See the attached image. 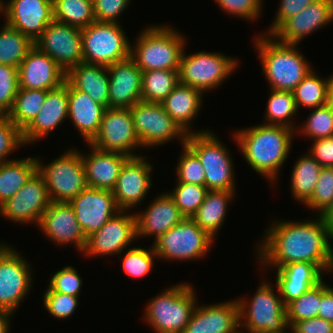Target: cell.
<instances>
[{
    "instance_id": "e575fe53",
    "label": "cell",
    "mask_w": 333,
    "mask_h": 333,
    "mask_svg": "<svg viewBox=\"0 0 333 333\" xmlns=\"http://www.w3.org/2000/svg\"><path fill=\"white\" fill-rule=\"evenodd\" d=\"M322 166L308 153L295 162L290 178L294 199L304 205L314 192Z\"/></svg>"
},
{
    "instance_id": "11a10c76",
    "label": "cell",
    "mask_w": 333,
    "mask_h": 333,
    "mask_svg": "<svg viewBox=\"0 0 333 333\" xmlns=\"http://www.w3.org/2000/svg\"><path fill=\"white\" fill-rule=\"evenodd\" d=\"M314 1L316 0H281L275 19L271 22L268 32L265 31L263 34L272 35L287 19L297 15Z\"/></svg>"
},
{
    "instance_id": "603a6c76",
    "label": "cell",
    "mask_w": 333,
    "mask_h": 333,
    "mask_svg": "<svg viewBox=\"0 0 333 333\" xmlns=\"http://www.w3.org/2000/svg\"><path fill=\"white\" fill-rule=\"evenodd\" d=\"M333 21V0H316L287 19L272 35L280 42L300 44L304 37Z\"/></svg>"
},
{
    "instance_id": "7dc6e473",
    "label": "cell",
    "mask_w": 333,
    "mask_h": 333,
    "mask_svg": "<svg viewBox=\"0 0 333 333\" xmlns=\"http://www.w3.org/2000/svg\"><path fill=\"white\" fill-rule=\"evenodd\" d=\"M333 203V167H322L313 194L304 204L322 215Z\"/></svg>"
},
{
    "instance_id": "d6a6232c",
    "label": "cell",
    "mask_w": 333,
    "mask_h": 333,
    "mask_svg": "<svg viewBox=\"0 0 333 333\" xmlns=\"http://www.w3.org/2000/svg\"><path fill=\"white\" fill-rule=\"evenodd\" d=\"M235 194L236 191L208 190L204 202L191 218L202 230L215 238L222 228L229 202L234 199Z\"/></svg>"
},
{
    "instance_id": "d6986e66",
    "label": "cell",
    "mask_w": 333,
    "mask_h": 333,
    "mask_svg": "<svg viewBox=\"0 0 333 333\" xmlns=\"http://www.w3.org/2000/svg\"><path fill=\"white\" fill-rule=\"evenodd\" d=\"M151 172L153 165L142 155L126 160L112 190L120 210L129 211L144 201L152 185Z\"/></svg>"
},
{
    "instance_id": "7c38bea8",
    "label": "cell",
    "mask_w": 333,
    "mask_h": 333,
    "mask_svg": "<svg viewBox=\"0 0 333 333\" xmlns=\"http://www.w3.org/2000/svg\"><path fill=\"white\" fill-rule=\"evenodd\" d=\"M130 110L142 148H155L175 139L185 145L187 134L165 111L161 103L139 101Z\"/></svg>"
},
{
    "instance_id": "4fadbf2b",
    "label": "cell",
    "mask_w": 333,
    "mask_h": 333,
    "mask_svg": "<svg viewBox=\"0 0 333 333\" xmlns=\"http://www.w3.org/2000/svg\"><path fill=\"white\" fill-rule=\"evenodd\" d=\"M8 243H0V309L15 313L32 287L29 261Z\"/></svg>"
},
{
    "instance_id": "2e32d148",
    "label": "cell",
    "mask_w": 333,
    "mask_h": 333,
    "mask_svg": "<svg viewBox=\"0 0 333 333\" xmlns=\"http://www.w3.org/2000/svg\"><path fill=\"white\" fill-rule=\"evenodd\" d=\"M126 212L129 211H119L98 231L88 236L83 254L90 257L120 255L133 241H136L135 213Z\"/></svg>"
},
{
    "instance_id": "7a4b0ae2",
    "label": "cell",
    "mask_w": 333,
    "mask_h": 333,
    "mask_svg": "<svg viewBox=\"0 0 333 333\" xmlns=\"http://www.w3.org/2000/svg\"><path fill=\"white\" fill-rule=\"evenodd\" d=\"M295 130L282 125L259 124L233 133L248 166L274 184L292 145Z\"/></svg>"
},
{
    "instance_id": "8fae6325",
    "label": "cell",
    "mask_w": 333,
    "mask_h": 333,
    "mask_svg": "<svg viewBox=\"0 0 333 333\" xmlns=\"http://www.w3.org/2000/svg\"><path fill=\"white\" fill-rule=\"evenodd\" d=\"M213 240L188 217L156 239L152 246L160 260L197 261L208 255Z\"/></svg>"
},
{
    "instance_id": "f35d334b",
    "label": "cell",
    "mask_w": 333,
    "mask_h": 333,
    "mask_svg": "<svg viewBox=\"0 0 333 333\" xmlns=\"http://www.w3.org/2000/svg\"><path fill=\"white\" fill-rule=\"evenodd\" d=\"M34 42L4 22L0 29V64L18 68Z\"/></svg>"
},
{
    "instance_id": "8d00e7d4",
    "label": "cell",
    "mask_w": 333,
    "mask_h": 333,
    "mask_svg": "<svg viewBox=\"0 0 333 333\" xmlns=\"http://www.w3.org/2000/svg\"><path fill=\"white\" fill-rule=\"evenodd\" d=\"M179 83V70L155 69L142 72L141 98L161 103Z\"/></svg>"
},
{
    "instance_id": "cb8c5ba5",
    "label": "cell",
    "mask_w": 333,
    "mask_h": 333,
    "mask_svg": "<svg viewBox=\"0 0 333 333\" xmlns=\"http://www.w3.org/2000/svg\"><path fill=\"white\" fill-rule=\"evenodd\" d=\"M237 299L196 308L183 333H241Z\"/></svg>"
},
{
    "instance_id": "91938a15",
    "label": "cell",
    "mask_w": 333,
    "mask_h": 333,
    "mask_svg": "<svg viewBox=\"0 0 333 333\" xmlns=\"http://www.w3.org/2000/svg\"><path fill=\"white\" fill-rule=\"evenodd\" d=\"M13 313L0 309V333H9Z\"/></svg>"
},
{
    "instance_id": "484cf974",
    "label": "cell",
    "mask_w": 333,
    "mask_h": 333,
    "mask_svg": "<svg viewBox=\"0 0 333 333\" xmlns=\"http://www.w3.org/2000/svg\"><path fill=\"white\" fill-rule=\"evenodd\" d=\"M109 108H131L142 101V71L129 57L108 66Z\"/></svg>"
},
{
    "instance_id": "52a82bcc",
    "label": "cell",
    "mask_w": 333,
    "mask_h": 333,
    "mask_svg": "<svg viewBox=\"0 0 333 333\" xmlns=\"http://www.w3.org/2000/svg\"><path fill=\"white\" fill-rule=\"evenodd\" d=\"M275 288L277 293L273 284L263 280L251 297L252 299L247 297L237 299L242 330L245 328L248 333H271L283 331L289 326L285 305L278 287ZM278 293L279 295H277ZM242 330L240 332L244 333Z\"/></svg>"
},
{
    "instance_id": "5b68a950",
    "label": "cell",
    "mask_w": 333,
    "mask_h": 333,
    "mask_svg": "<svg viewBox=\"0 0 333 333\" xmlns=\"http://www.w3.org/2000/svg\"><path fill=\"white\" fill-rule=\"evenodd\" d=\"M147 302L144 321L155 333H183L196 308L193 285L177 283Z\"/></svg>"
},
{
    "instance_id": "6da1fadb",
    "label": "cell",
    "mask_w": 333,
    "mask_h": 333,
    "mask_svg": "<svg viewBox=\"0 0 333 333\" xmlns=\"http://www.w3.org/2000/svg\"><path fill=\"white\" fill-rule=\"evenodd\" d=\"M271 224L256 250L257 262L263 269L277 270L289 263L308 262L325 274L333 273V233L321 215L314 220H274Z\"/></svg>"
},
{
    "instance_id": "816d5d0a",
    "label": "cell",
    "mask_w": 333,
    "mask_h": 333,
    "mask_svg": "<svg viewBox=\"0 0 333 333\" xmlns=\"http://www.w3.org/2000/svg\"><path fill=\"white\" fill-rule=\"evenodd\" d=\"M77 272L74 267L65 266L52 275L48 282V288L53 292L79 297L83 282Z\"/></svg>"
},
{
    "instance_id": "d590c367",
    "label": "cell",
    "mask_w": 333,
    "mask_h": 333,
    "mask_svg": "<svg viewBox=\"0 0 333 333\" xmlns=\"http://www.w3.org/2000/svg\"><path fill=\"white\" fill-rule=\"evenodd\" d=\"M293 98L297 110L301 107L316 108L329 103L328 78H322L311 70L293 89Z\"/></svg>"
},
{
    "instance_id": "f546056e",
    "label": "cell",
    "mask_w": 333,
    "mask_h": 333,
    "mask_svg": "<svg viewBox=\"0 0 333 333\" xmlns=\"http://www.w3.org/2000/svg\"><path fill=\"white\" fill-rule=\"evenodd\" d=\"M105 109L87 93L74 89L68 83V118L86 144L97 136Z\"/></svg>"
},
{
    "instance_id": "f5cc1de1",
    "label": "cell",
    "mask_w": 333,
    "mask_h": 333,
    "mask_svg": "<svg viewBox=\"0 0 333 333\" xmlns=\"http://www.w3.org/2000/svg\"><path fill=\"white\" fill-rule=\"evenodd\" d=\"M219 7L229 15L256 21L261 16L262 0H214Z\"/></svg>"
},
{
    "instance_id": "83f0119b",
    "label": "cell",
    "mask_w": 333,
    "mask_h": 333,
    "mask_svg": "<svg viewBox=\"0 0 333 333\" xmlns=\"http://www.w3.org/2000/svg\"><path fill=\"white\" fill-rule=\"evenodd\" d=\"M90 153H81L88 187L112 191L121 167L129 158L118 152L103 151L87 143Z\"/></svg>"
},
{
    "instance_id": "e0dca14e",
    "label": "cell",
    "mask_w": 333,
    "mask_h": 333,
    "mask_svg": "<svg viewBox=\"0 0 333 333\" xmlns=\"http://www.w3.org/2000/svg\"><path fill=\"white\" fill-rule=\"evenodd\" d=\"M34 45L65 72L83 62L81 28L53 21Z\"/></svg>"
},
{
    "instance_id": "f6af8a7d",
    "label": "cell",
    "mask_w": 333,
    "mask_h": 333,
    "mask_svg": "<svg viewBox=\"0 0 333 333\" xmlns=\"http://www.w3.org/2000/svg\"><path fill=\"white\" fill-rule=\"evenodd\" d=\"M122 254H124L122 256L123 271L132 278H142L148 275L153 269L154 259H158L153 246L149 249L130 247Z\"/></svg>"
},
{
    "instance_id": "44dd1931",
    "label": "cell",
    "mask_w": 333,
    "mask_h": 333,
    "mask_svg": "<svg viewBox=\"0 0 333 333\" xmlns=\"http://www.w3.org/2000/svg\"><path fill=\"white\" fill-rule=\"evenodd\" d=\"M49 241L59 246L74 244L79 253H83L87 238L81 229L70 203L53 202L42 215L38 225Z\"/></svg>"
},
{
    "instance_id": "74e56055",
    "label": "cell",
    "mask_w": 333,
    "mask_h": 333,
    "mask_svg": "<svg viewBox=\"0 0 333 333\" xmlns=\"http://www.w3.org/2000/svg\"><path fill=\"white\" fill-rule=\"evenodd\" d=\"M47 92V90L19 88L7 117L23 131L41 110Z\"/></svg>"
},
{
    "instance_id": "6125c7cd",
    "label": "cell",
    "mask_w": 333,
    "mask_h": 333,
    "mask_svg": "<svg viewBox=\"0 0 333 333\" xmlns=\"http://www.w3.org/2000/svg\"><path fill=\"white\" fill-rule=\"evenodd\" d=\"M329 94H333V74L328 77Z\"/></svg>"
},
{
    "instance_id": "b9f144b4",
    "label": "cell",
    "mask_w": 333,
    "mask_h": 333,
    "mask_svg": "<svg viewBox=\"0 0 333 333\" xmlns=\"http://www.w3.org/2000/svg\"><path fill=\"white\" fill-rule=\"evenodd\" d=\"M307 120L298 125L296 133L315 140L333 136V109L329 103L313 108ZM300 126V127H299Z\"/></svg>"
},
{
    "instance_id": "7bdbcfd3",
    "label": "cell",
    "mask_w": 333,
    "mask_h": 333,
    "mask_svg": "<svg viewBox=\"0 0 333 333\" xmlns=\"http://www.w3.org/2000/svg\"><path fill=\"white\" fill-rule=\"evenodd\" d=\"M319 307L320 283L285 306L288 325L293 326L296 322L318 317Z\"/></svg>"
},
{
    "instance_id": "94428289",
    "label": "cell",
    "mask_w": 333,
    "mask_h": 333,
    "mask_svg": "<svg viewBox=\"0 0 333 333\" xmlns=\"http://www.w3.org/2000/svg\"><path fill=\"white\" fill-rule=\"evenodd\" d=\"M324 222L328 225L331 232L333 233V203L330 207L321 215Z\"/></svg>"
},
{
    "instance_id": "6f0895ef",
    "label": "cell",
    "mask_w": 333,
    "mask_h": 333,
    "mask_svg": "<svg viewBox=\"0 0 333 333\" xmlns=\"http://www.w3.org/2000/svg\"><path fill=\"white\" fill-rule=\"evenodd\" d=\"M292 327L296 333H333V323L320 317L296 322Z\"/></svg>"
},
{
    "instance_id": "4316f807",
    "label": "cell",
    "mask_w": 333,
    "mask_h": 333,
    "mask_svg": "<svg viewBox=\"0 0 333 333\" xmlns=\"http://www.w3.org/2000/svg\"><path fill=\"white\" fill-rule=\"evenodd\" d=\"M146 209L135 212L137 239L154 236L155 241L185 218L168 192L159 194Z\"/></svg>"
},
{
    "instance_id": "ee69618b",
    "label": "cell",
    "mask_w": 333,
    "mask_h": 333,
    "mask_svg": "<svg viewBox=\"0 0 333 333\" xmlns=\"http://www.w3.org/2000/svg\"><path fill=\"white\" fill-rule=\"evenodd\" d=\"M207 191L205 186L198 184L176 183L172 192L168 193L185 218H191L204 202Z\"/></svg>"
},
{
    "instance_id": "f907efd6",
    "label": "cell",
    "mask_w": 333,
    "mask_h": 333,
    "mask_svg": "<svg viewBox=\"0 0 333 333\" xmlns=\"http://www.w3.org/2000/svg\"><path fill=\"white\" fill-rule=\"evenodd\" d=\"M21 146H25L22 131L7 116H0V163L14 160L8 156Z\"/></svg>"
},
{
    "instance_id": "60d3db41",
    "label": "cell",
    "mask_w": 333,
    "mask_h": 333,
    "mask_svg": "<svg viewBox=\"0 0 333 333\" xmlns=\"http://www.w3.org/2000/svg\"><path fill=\"white\" fill-rule=\"evenodd\" d=\"M54 21L85 28L95 22L93 0H53Z\"/></svg>"
},
{
    "instance_id": "5bb4252c",
    "label": "cell",
    "mask_w": 333,
    "mask_h": 333,
    "mask_svg": "<svg viewBox=\"0 0 333 333\" xmlns=\"http://www.w3.org/2000/svg\"><path fill=\"white\" fill-rule=\"evenodd\" d=\"M90 144L103 151L118 152L128 157L140 156L135 154L136 148L142 146L134 129L130 108H106L100 130Z\"/></svg>"
},
{
    "instance_id": "681fc988",
    "label": "cell",
    "mask_w": 333,
    "mask_h": 333,
    "mask_svg": "<svg viewBox=\"0 0 333 333\" xmlns=\"http://www.w3.org/2000/svg\"><path fill=\"white\" fill-rule=\"evenodd\" d=\"M79 297L51 291L48 287L43 293V305L49 314L57 319L71 317L79 305Z\"/></svg>"
},
{
    "instance_id": "9a60e30c",
    "label": "cell",
    "mask_w": 333,
    "mask_h": 333,
    "mask_svg": "<svg viewBox=\"0 0 333 333\" xmlns=\"http://www.w3.org/2000/svg\"><path fill=\"white\" fill-rule=\"evenodd\" d=\"M51 203L44 177L36 171L25 185L0 206V215L11 222L38 227Z\"/></svg>"
},
{
    "instance_id": "277c9868",
    "label": "cell",
    "mask_w": 333,
    "mask_h": 333,
    "mask_svg": "<svg viewBox=\"0 0 333 333\" xmlns=\"http://www.w3.org/2000/svg\"><path fill=\"white\" fill-rule=\"evenodd\" d=\"M147 27V28H146ZM131 44L130 57L141 71L179 70L186 39L171 25L146 26ZM133 45V46H132Z\"/></svg>"
},
{
    "instance_id": "836d02e7",
    "label": "cell",
    "mask_w": 333,
    "mask_h": 333,
    "mask_svg": "<svg viewBox=\"0 0 333 333\" xmlns=\"http://www.w3.org/2000/svg\"><path fill=\"white\" fill-rule=\"evenodd\" d=\"M37 171L33 156L0 163V206L14 196Z\"/></svg>"
},
{
    "instance_id": "d4e9b609",
    "label": "cell",
    "mask_w": 333,
    "mask_h": 333,
    "mask_svg": "<svg viewBox=\"0 0 333 333\" xmlns=\"http://www.w3.org/2000/svg\"><path fill=\"white\" fill-rule=\"evenodd\" d=\"M37 116L22 131L24 145L38 142L68 119V82L49 90ZM40 139V140H39Z\"/></svg>"
},
{
    "instance_id": "db71d44e",
    "label": "cell",
    "mask_w": 333,
    "mask_h": 333,
    "mask_svg": "<svg viewBox=\"0 0 333 333\" xmlns=\"http://www.w3.org/2000/svg\"><path fill=\"white\" fill-rule=\"evenodd\" d=\"M131 0H93L94 18L97 22L119 23L118 18Z\"/></svg>"
},
{
    "instance_id": "680465c9",
    "label": "cell",
    "mask_w": 333,
    "mask_h": 333,
    "mask_svg": "<svg viewBox=\"0 0 333 333\" xmlns=\"http://www.w3.org/2000/svg\"><path fill=\"white\" fill-rule=\"evenodd\" d=\"M318 317L333 323V288L324 280L320 282V307Z\"/></svg>"
},
{
    "instance_id": "ffe728a7",
    "label": "cell",
    "mask_w": 333,
    "mask_h": 333,
    "mask_svg": "<svg viewBox=\"0 0 333 333\" xmlns=\"http://www.w3.org/2000/svg\"><path fill=\"white\" fill-rule=\"evenodd\" d=\"M69 203L86 238L121 211L110 190L88 187Z\"/></svg>"
},
{
    "instance_id": "f1b7e54d",
    "label": "cell",
    "mask_w": 333,
    "mask_h": 333,
    "mask_svg": "<svg viewBox=\"0 0 333 333\" xmlns=\"http://www.w3.org/2000/svg\"><path fill=\"white\" fill-rule=\"evenodd\" d=\"M324 273L313 263L295 262L276 270L275 285L286 306L323 280Z\"/></svg>"
},
{
    "instance_id": "e7e4bbea",
    "label": "cell",
    "mask_w": 333,
    "mask_h": 333,
    "mask_svg": "<svg viewBox=\"0 0 333 333\" xmlns=\"http://www.w3.org/2000/svg\"><path fill=\"white\" fill-rule=\"evenodd\" d=\"M329 104L333 109V94H329Z\"/></svg>"
},
{
    "instance_id": "1f68e13d",
    "label": "cell",
    "mask_w": 333,
    "mask_h": 333,
    "mask_svg": "<svg viewBox=\"0 0 333 333\" xmlns=\"http://www.w3.org/2000/svg\"><path fill=\"white\" fill-rule=\"evenodd\" d=\"M202 98L200 90L179 82L161 104L186 134H192L195 130L191 125L202 109Z\"/></svg>"
},
{
    "instance_id": "ab89813d",
    "label": "cell",
    "mask_w": 333,
    "mask_h": 333,
    "mask_svg": "<svg viewBox=\"0 0 333 333\" xmlns=\"http://www.w3.org/2000/svg\"><path fill=\"white\" fill-rule=\"evenodd\" d=\"M263 124L282 125L296 131L294 116L299 111L296 108L292 92L270 89Z\"/></svg>"
},
{
    "instance_id": "4dcf8cb0",
    "label": "cell",
    "mask_w": 333,
    "mask_h": 333,
    "mask_svg": "<svg viewBox=\"0 0 333 333\" xmlns=\"http://www.w3.org/2000/svg\"><path fill=\"white\" fill-rule=\"evenodd\" d=\"M66 81L74 89L87 93L95 102L109 108L108 67L82 62L66 72Z\"/></svg>"
},
{
    "instance_id": "ba28073f",
    "label": "cell",
    "mask_w": 333,
    "mask_h": 333,
    "mask_svg": "<svg viewBox=\"0 0 333 333\" xmlns=\"http://www.w3.org/2000/svg\"><path fill=\"white\" fill-rule=\"evenodd\" d=\"M37 159V171L44 177L50 200L69 203L88 188L81 152L68 148L59 157L45 165Z\"/></svg>"
},
{
    "instance_id": "c3c4849f",
    "label": "cell",
    "mask_w": 333,
    "mask_h": 333,
    "mask_svg": "<svg viewBox=\"0 0 333 333\" xmlns=\"http://www.w3.org/2000/svg\"><path fill=\"white\" fill-rule=\"evenodd\" d=\"M18 89V68L0 64V116L11 111Z\"/></svg>"
},
{
    "instance_id": "9c48e42d",
    "label": "cell",
    "mask_w": 333,
    "mask_h": 333,
    "mask_svg": "<svg viewBox=\"0 0 333 333\" xmlns=\"http://www.w3.org/2000/svg\"><path fill=\"white\" fill-rule=\"evenodd\" d=\"M180 58L179 82L203 94L218 88L238 68L237 58L220 52L197 51Z\"/></svg>"
},
{
    "instance_id": "30bf717a",
    "label": "cell",
    "mask_w": 333,
    "mask_h": 333,
    "mask_svg": "<svg viewBox=\"0 0 333 333\" xmlns=\"http://www.w3.org/2000/svg\"><path fill=\"white\" fill-rule=\"evenodd\" d=\"M83 62L108 67L130 57L131 42L120 23L93 22L81 29Z\"/></svg>"
},
{
    "instance_id": "7402d4cb",
    "label": "cell",
    "mask_w": 333,
    "mask_h": 333,
    "mask_svg": "<svg viewBox=\"0 0 333 333\" xmlns=\"http://www.w3.org/2000/svg\"><path fill=\"white\" fill-rule=\"evenodd\" d=\"M19 88L54 90L66 80V72L35 45L18 67Z\"/></svg>"
},
{
    "instance_id": "8992f818",
    "label": "cell",
    "mask_w": 333,
    "mask_h": 333,
    "mask_svg": "<svg viewBox=\"0 0 333 333\" xmlns=\"http://www.w3.org/2000/svg\"><path fill=\"white\" fill-rule=\"evenodd\" d=\"M185 144L201 161L208 190L236 191L233 157L215 133L208 129L195 131L187 134Z\"/></svg>"
},
{
    "instance_id": "9f6ffc18",
    "label": "cell",
    "mask_w": 333,
    "mask_h": 333,
    "mask_svg": "<svg viewBox=\"0 0 333 333\" xmlns=\"http://www.w3.org/2000/svg\"><path fill=\"white\" fill-rule=\"evenodd\" d=\"M309 154L322 166L333 167V136L313 140Z\"/></svg>"
},
{
    "instance_id": "be15d7a7",
    "label": "cell",
    "mask_w": 333,
    "mask_h": 333,
    "mask_svg": "<svg viewBox=\"0 0 333 333\" xmlns=\"http://www.w3.org/2000/svg\"><path fill=\"white\" fill-rule=\"evenodd\" d=\"M288 329L290 330L289 332H288ZM271 333H296V331L294 330V328L292 326H287L283 331L271 332Z\"/></svg>"
},
{
    "instance_id": "ac0fdd59",
    "label": "cell",
    "mask_w": 333,
    "mask_h": 333,
    "mask_svg": "<svg viewBox=\"0 0 333 333\" xmlns=\"http://www.w3.org/2000/svg\"><path fill=\"white\" fill-rule=\"evenodd\" d=\"M5 23L35 42L54 21L53 0H0Z\"/></svg>"
},
{
    "instance_id": "3957f363",
    "label": "cell",
    "mask_w": 333,
    "mask_h": 333,
    "mask_svg": "<svg viewBox=\"0 0 333 333\" xmlns=\"http://www.w3.org/2000/svg\"><path fill=\"white\" fill-rule=\"evenodd\" d=\"M254 48L261 60L262 71L270 89L289 91L314 68L306 60L297 44L278 41L273 35L256 34ZM300 50V51H299Z\"/></svg>"
},
{
    "instance_id": "bcb514c9",
    "label": "cell",
    "mask_w": 333,
    "mask_h": 333,
    "mask_svg": "<svg viewBox=\"0 0 333 333\" xmlns=\"http://www.w3.org/2000/svg\"><path fill=\"white\" fill-rule=\"evenodd\" d=\"M176 167L177 183L205 186V171L197 155L185 144Z\"/></svg>"
}]
</instances>
